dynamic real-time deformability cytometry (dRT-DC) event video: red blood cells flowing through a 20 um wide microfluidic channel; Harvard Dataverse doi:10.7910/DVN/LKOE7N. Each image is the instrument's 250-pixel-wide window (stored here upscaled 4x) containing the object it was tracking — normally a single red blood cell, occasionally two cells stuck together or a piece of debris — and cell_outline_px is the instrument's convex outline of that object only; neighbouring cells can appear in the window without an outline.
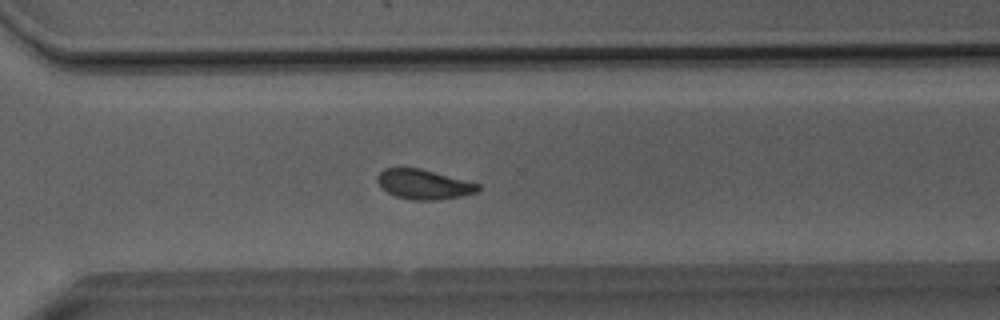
{"species": "Egyptian fruit bat (a non-hibernating species)", "species_latin": "Rousettus aegyptiacus", "temperature_condition": "room temperature", "stored_images_in_passage": 52, "camera_frame_rate_fps": 3000, "um_per_image_px": 0.085, "animal": {"sex": "male"}, "frame": {"image": 1, "passage_image": 37, "time_ms": 12.0, "image_size_px": [1000, 320], "cell_outline_px": [[480, 188], [476, 192], [460, 196], [436, 200], [412, 200], [396, 196], [380, 188], [376, 180], [376, 176], [384, 168], [420, 168], [480, 184]], "centroid_in_image_um": [35.97, 15.66], "position_along_channel_um": 334.6, "area_um2": 17.4}}
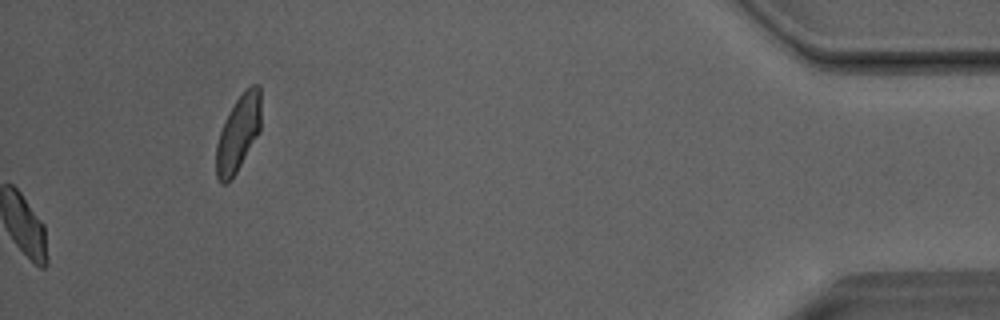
{"frame": {"image": 2, "passage_image": 52, "time_ms": 17.0, "image_size_px": [1000, 320], "cell_outline_px": [[260, 132], [236, 172], [228, 184], [220, 184], [216, 176], [216, 144], [220, 132], [236, 100], [252, 84], [260, 84]], "centroid_in_image_um": [20.25, 11.39], "position_along_channel_um": 414.9, "area_um2": 19.59}, "authors_computed_cell_mechanics": {"area_um2": 18.0625, "velocity_mm_per_s": 4.0221, "shape_relaxation_time_tau1_ms": 7.5104, "shape_relaxation_time_tau2_ms": 2.3407, "deformation_change_tau1": 0.1406, "deformation_change_tau2": 0.0593}}